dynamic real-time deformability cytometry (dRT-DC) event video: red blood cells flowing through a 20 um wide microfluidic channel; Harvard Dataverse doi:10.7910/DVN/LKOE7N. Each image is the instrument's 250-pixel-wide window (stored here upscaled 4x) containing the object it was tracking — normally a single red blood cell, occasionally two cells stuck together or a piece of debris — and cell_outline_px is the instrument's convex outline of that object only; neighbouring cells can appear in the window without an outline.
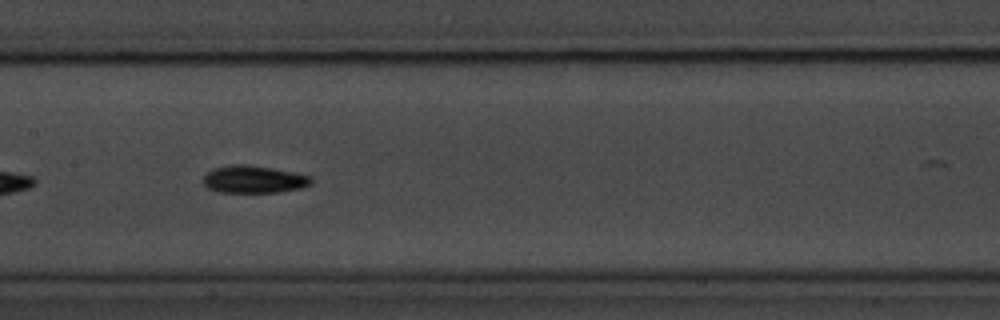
{"species": "common noctule bat (a hibernating species)", "species_latin": "Nyctalus noctula", "temperature_condition": "room temperature", "stored_images_in_passage": 40, "camera_frame_rate_fps": 3000, "um_per_image_px": 0.085, "animal": {"sex": "male", "body_mass_g": 20.1, "forearm_length_mm": 53.5}, "frame": {"image": 1, "passage_image": 12, "time_ms": 3.667, "image_size_px": [1000, 320], "cell_outline_px": [[312, 184], [300, 188], [280, 192], [220, 192], [208, 188], [200, 180], [212, 168], [232, 164], [248, 164], [272, 168], [312, 176]], "centroid_in_image_um": [21.55, 15.24], "position_along_channel_um": 185.9, "area_um2": 17.4}}
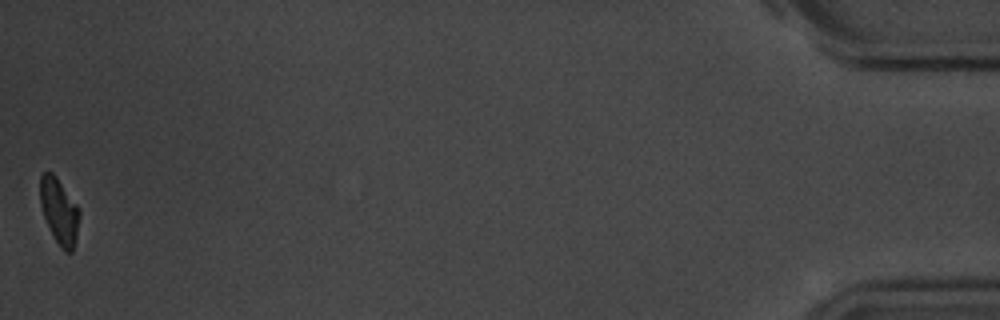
{"frame": {"image": 2, "passage_image": 40, "time_ms": 13.0, "image_size_px": [1000, 320], "cell_outline_px": [[80, 212], [76, 236], [72, 252], [64, 252], [60, 248], [44, 216], [40, 204], [40, 176], [44, 172], [52, 172], [56, 176], [80, 208]], "centroid_in_image_um": [5.04, 17.92], "position_along_channel_um": 430.2, "area_um2": 14.91}, "authors_computed_cell_mechanics": {"area_um2": 16.3285, "velocity_mm_per_s": 3.6587, "shape_relaxation_time_tau1_ms": 2.2665, "shape_relaxation_time_tau2_ms": null, "deformation_change_tau1": 0.1113, "deformation_change_tau2": null}}